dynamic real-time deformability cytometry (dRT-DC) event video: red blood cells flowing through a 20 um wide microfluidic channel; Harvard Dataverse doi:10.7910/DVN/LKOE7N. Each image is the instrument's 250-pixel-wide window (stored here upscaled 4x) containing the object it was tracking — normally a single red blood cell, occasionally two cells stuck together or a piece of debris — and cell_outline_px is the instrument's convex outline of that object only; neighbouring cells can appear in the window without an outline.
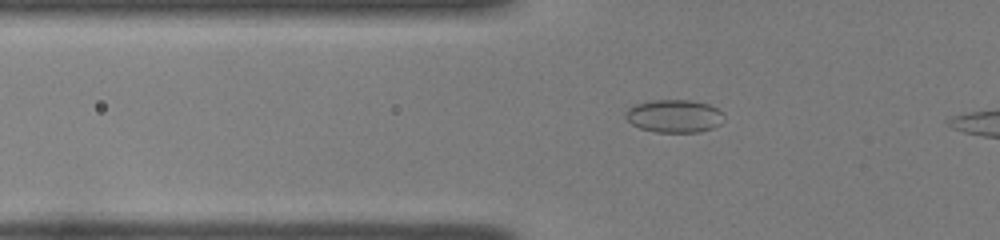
{"species": "common noctule bat (a hibernating species)", "species_latin": "Nyctalus noctula", "temperature_condition": "room temperature", "stored_images_in_passage": 41, "camera_frame_rate_fps": 3000, "um_per_image_px": 0.085, "animal": {"sex": "female", "body_mass_g": 22.0, "forearm_length_mm": 56.7}, "frame": {"image": 1, "passage_image": 12, "time_ms": 3.667, "image_size_px": [1000, 240], "cell_outline_px": [[724, 120], [720, 124], [712, 128], [700, 132], [656, 132], [640, 128], [632, 124], [624, 116], [624, 112], [628, 108], [636, 104], [652, 100], [692, 100], [708, 104], [724, 112]], "centroid_in_image_um": [57.32, 9.86], "position_along_channel_um": 68.5, "area_um2": 19.02}}
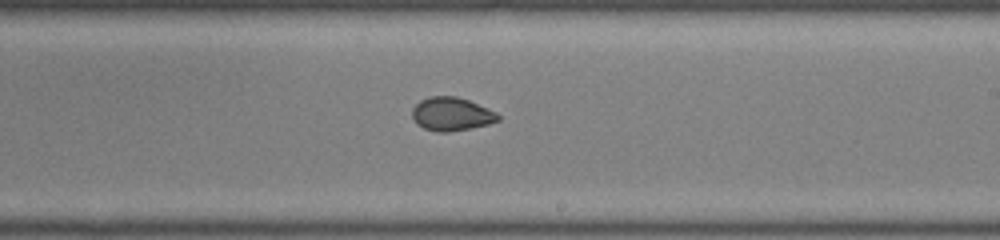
{"frame": {"image": 2, "passage_image": 26, "time_ms": 8.333, "image_size_px": [1000, 240], "cell_outline_px": [[500, 120], [488, 124], [448, 132], [436, 132], [424, 128], [412, 116], [412, 108], [420, 100], [428, 96], [456, 96], [468, 100], [488, 108], [496, 112], [500, 116]], "centroid_in_image_um": [38.38, 9.68], "position_along_channel_um": 250.6, "area_um2": 16.59}}
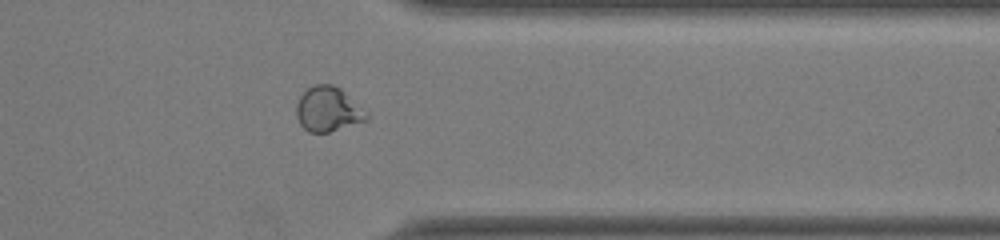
{"frame": {"image": 3, "passage_image": 36, "time_ms": 11.667, "image_size_px": [1000, 240], "cell_outline_px": [[368, 116], [364, 120], [328, 132], [308, 132], [300, 124], [296, 116], [296, 104], [300, 96], [308, 88], [316, 84], [332, 84], [340, 88]], "centroid_in_image_um": [27.79, 9.28], "position_along_channel_um": 383.6, "area_um2": 17.63}}